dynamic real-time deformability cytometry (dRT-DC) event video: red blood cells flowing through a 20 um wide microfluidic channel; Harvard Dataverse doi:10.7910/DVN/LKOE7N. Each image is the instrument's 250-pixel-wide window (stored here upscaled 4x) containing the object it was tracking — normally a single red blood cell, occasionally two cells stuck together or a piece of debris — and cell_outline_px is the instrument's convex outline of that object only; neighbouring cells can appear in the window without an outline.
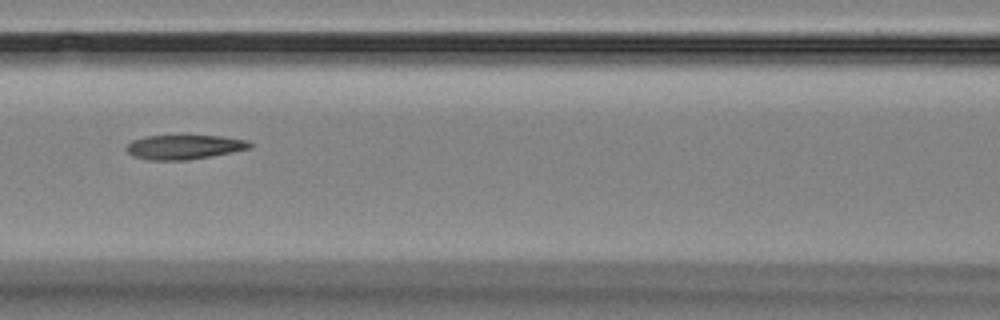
{"species": "Egyptian fruit bat (a non-hibernating species)", "species_latin": "Rousettus aegyptiacus", "temperature_condition": "room temperature", "stored_images_in_passage": 12, "camera_frame_rate_fps": 3000, "um_per_image_px": 0.085, "animal": {"sex": "female"}, "frame": {"image": 1, "passage_image": 3, "time_ms": 2.333, "image_size_px": [1000, 320], "cell_outline_px": [[252, 144], [248, 148], [232, 152], [212, 156], [184, 160], [148, 160], [132, 156], [124, 148], [132, 140], [144, 136], [220, 136], [248, 140]], "centroid_in_image_um": [15.61, 12.5], "position_along_channel_um": 151.0, "area_um2": 17.46}}
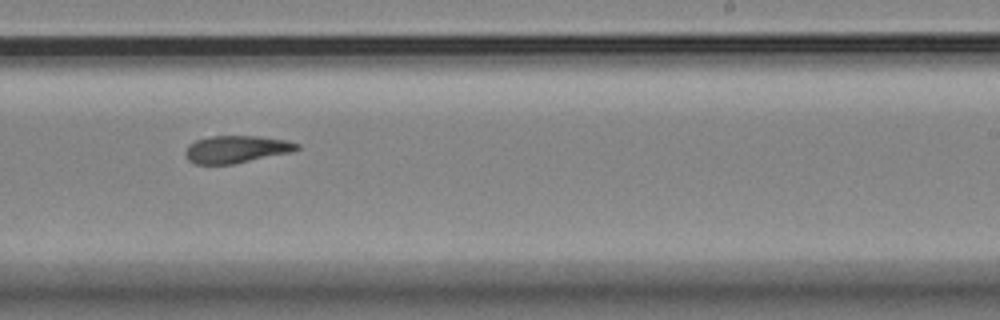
{"frame": {"image": 2, "passage_image": 6, "time_ms": 5.667, "image_size_px": [1000, 320], "cell_outline_px": [[300, 148], [292, 152], [232, 164], [196, 164], [188, 160], [184, 152], [188, 144], [196, 140], [212, 136], [256, 136], [288, 140], [300, 144]], "centroid_in_image_um": [20.09, 12.68], "position_along_channel_um": 268.9, "area_um2": 17.8}}
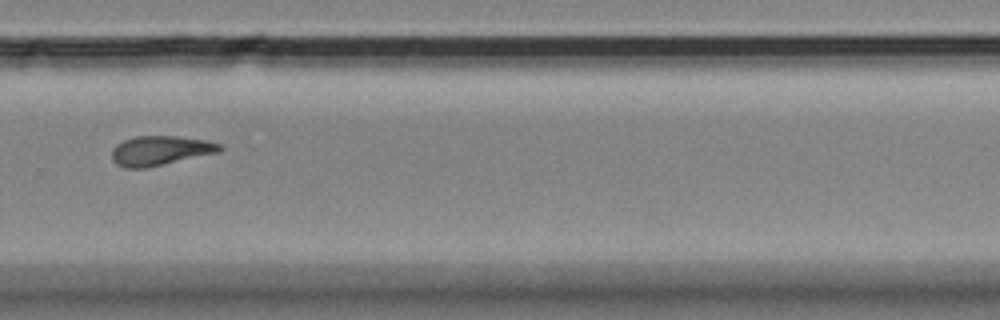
{"frame": {"image": 3, "passage_image": 7, "time_ms": 7.0, "image_size_px": [1000, 320], "cell_outline_px": [[224, 148], [220, 152], [148, 168], [124, 168], [116, 164], [112, 160], [112, 148], [116, 144], [124, 140], [136, 136], [176, 136], [208, 140], [220, 144]], "centroid_in_image_um": [13.63, 12.81], "position_along_channel_um": 316.2, "area_um2": 18.84}, "authors_computed_cell_mechanics": {"area_um2": 18.207, "velocity_mm_per_s": 3.5599, "shape_relaxation_time_tau1_ms": null, "shape_relaxation_time_tau2_ms": 1.6637, "deformation_change_tau1": null, "deformation_change_tau2": 0.072}}